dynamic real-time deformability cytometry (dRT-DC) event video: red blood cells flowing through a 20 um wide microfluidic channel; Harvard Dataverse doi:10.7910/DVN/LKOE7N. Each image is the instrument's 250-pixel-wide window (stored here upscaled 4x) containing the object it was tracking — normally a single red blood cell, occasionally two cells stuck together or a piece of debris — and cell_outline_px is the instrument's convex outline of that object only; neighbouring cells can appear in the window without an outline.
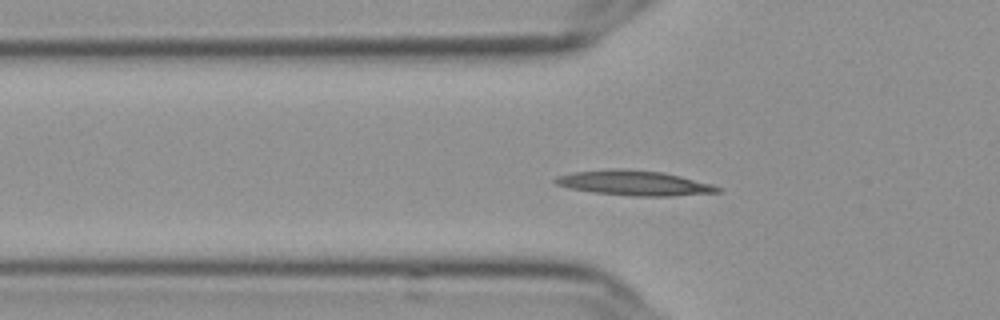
{"species": "Egyptian fruit bat (a non-hibernating species)", "species_latin": "Rousettus aegyptiacus", "temperature_condition": "cold", "stored_images_in_passage": 49, "camera_frame_rate_fps": 3000, "um_per_image_px": 0.085, "frame": {"image": 1, "passage_image": 11, "time_ms": 3.333, "image_size_px": [1000, 320], "cell_outline_px": [[724, 192], [672, 196], [632, 196], [592, 192], [572, 188], [556, 184], [552, 180], [556, 176], [572, 172], [660, 172], [680, 176], [712, 184], [724, 188]], "centroid_in_image_um": [54.04, 15.62], "position_along_channel_um": 71.8, "area_um2": 22.31}}
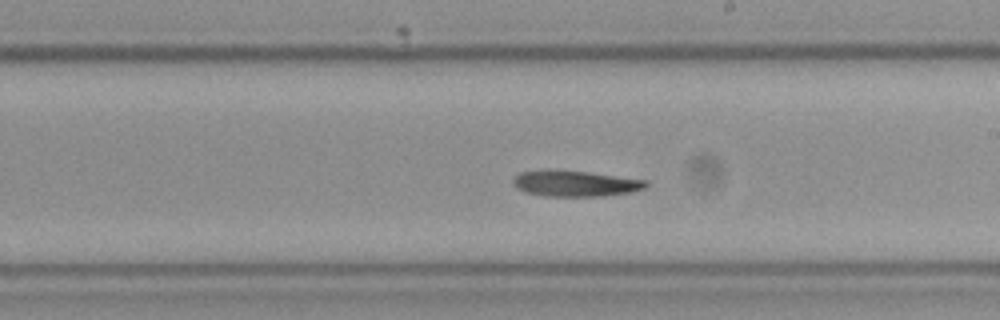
{"frame": {"image": 2, "passage_image": 25, "time_ms": 8.0, "image_size_px": [1000, 320], "cell_outline_px": [[648, 184], [644, 188], [632, 192], [604, 196], [544, 196], [528, 192], [516, 188], [512, 184], [512, 180], [520, 172], [588, 172], [648, 180]], "centroid_in_image_um": [48.97, 15.63], "position_along_channel_um": 240.0, "area_um2": 19.36}}
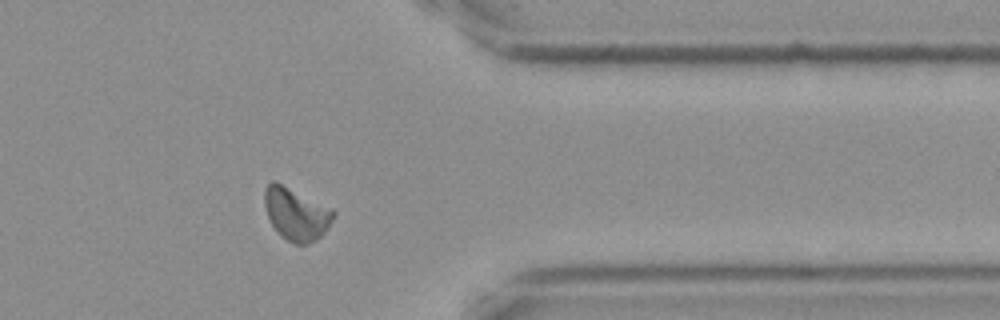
{"frame": {"image": 3, "passage_image": 38, "time_ms": 12.333, "image_size_px": [1000, 320], "cell_outline_px": [[336, 216], [324, 232], [316, 240], [308, 244], [296, 244], [280, 236], [272, 224], [268, 216], [264, 204], [264, 188], [272, 180], [332, 208], [336, 212]], "centroid_in_image_um": [25.18, 18.2], "position_along_channel_um": 386.2, "area_um2": 20.87}}